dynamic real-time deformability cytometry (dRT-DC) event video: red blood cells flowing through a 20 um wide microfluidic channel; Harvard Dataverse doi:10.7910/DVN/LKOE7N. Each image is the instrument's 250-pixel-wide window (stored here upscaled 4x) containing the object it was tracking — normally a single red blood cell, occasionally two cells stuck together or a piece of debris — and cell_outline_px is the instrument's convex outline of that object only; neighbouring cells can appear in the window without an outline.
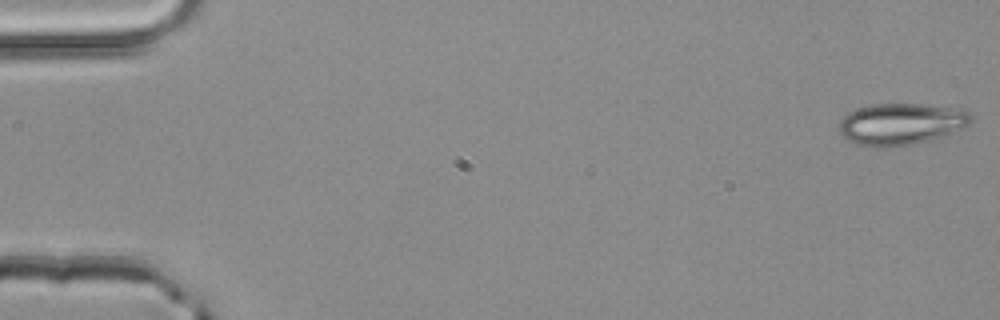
{"species": "common noctule bat (a hibernating species)", "species_latin": "Nyctalus noctula", "temperature_condition": "room temperature", "stored_images_in_passage": 4, "camera_frame_rate_fps": 3000, "um_per_image_px": 0.085, "animal": {"sex": "male", "body_mass_g": 20.4}, "frame": {"image": 1, "passage_image": 1, "time_ms": 0.0, "image_size_px": [1000, 320], "cell_outline_px": [[972, 120], [968, 124], [944, 136], [912, 144], [888, 148], [872, 148], [856, 144], [848, 140], [840, 132], [840, 120], [848, 112], [872, 104], [924, 104], [964, 108], [972, 116]], "centroid_in_image_um": [76.59, 10.54], "position_along_channel_um": 8.4, "area_um2": 32.19}}